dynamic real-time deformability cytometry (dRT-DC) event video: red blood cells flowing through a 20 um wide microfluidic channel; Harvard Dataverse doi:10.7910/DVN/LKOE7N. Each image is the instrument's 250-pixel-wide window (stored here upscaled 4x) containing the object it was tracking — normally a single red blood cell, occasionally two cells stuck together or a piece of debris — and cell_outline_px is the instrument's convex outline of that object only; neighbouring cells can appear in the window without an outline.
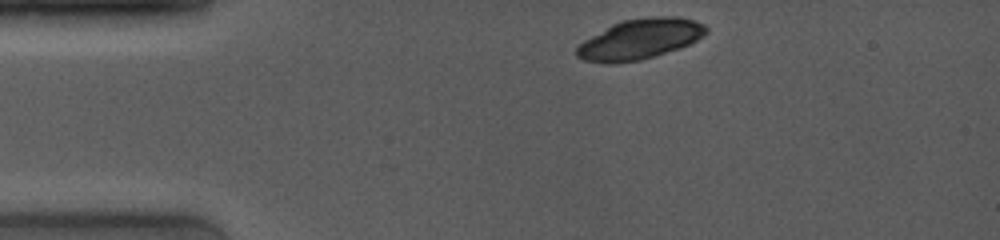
{"species": "common noctule bat (a hibernating species)", "species_latin": "Nyctalus noctula", "temperature_condition": "room temperature", "stored_images_in_passage": 3, "camera_frame_rate_fps": 4000, "um_per_image_px": 0.085, "animal": {"sex": "female", "body_mass_g": 19.0, "forearm_length_mm": 53.3}, "frame": {"image": 1, "passage_image": 1, "time_ms": 0.0, "image_size_px": [1000, 240], "cell_outline_px": [[708, 32], [704, 36], [680, 48], [640, 60], [612, 64], [608, 64], [584, 60], [576, 56], [576, 48], [584, 40], [612, 24], [620, 20], [648, 16], [676, 16], [692, 20], [704, 24], [708, 28]], "centroid_in_image_um": [54.39, 3.32], "position_along_channel_um": 30.6, "area_um2": 30.46}}